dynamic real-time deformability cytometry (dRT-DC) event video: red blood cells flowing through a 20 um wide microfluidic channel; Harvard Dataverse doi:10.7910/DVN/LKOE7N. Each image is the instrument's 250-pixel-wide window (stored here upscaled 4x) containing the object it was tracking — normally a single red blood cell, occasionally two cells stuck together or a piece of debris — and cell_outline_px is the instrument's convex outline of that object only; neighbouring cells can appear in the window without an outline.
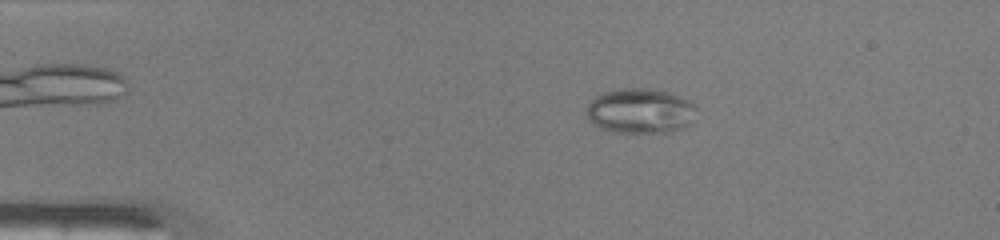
{"species": "common noctule bat (a hibernating species)", "species_latin": "Nyctalus noctula", "temperature_condition": "warm", "stored_images_in_passage": 48, "camera_frame_rate_fps": 3000, "um_per_image_px": 0.085, "animal": {"sex": "male", "body_mass_g": 19.0, "forearm_length_mm": 50.8}, "frame": {"image": 1, "passage_image": 9, "time_ms": 2.667, "image_size_px": [1000, 240], "cell_outline_px": [[696, 108], [688, 124], [680, 128], [668, 132], [612, 132], [600, 128], [592, 124], [588, 120], [588, 104], [596, 96], [604, 92], [616, 88], [644, 88], [668, 92], [688, 100], [696, 104]], "centroid_in_image_um": [54.38, 9.42], "position_along_channel_um": 30.6, "area_um2": 28.55}}
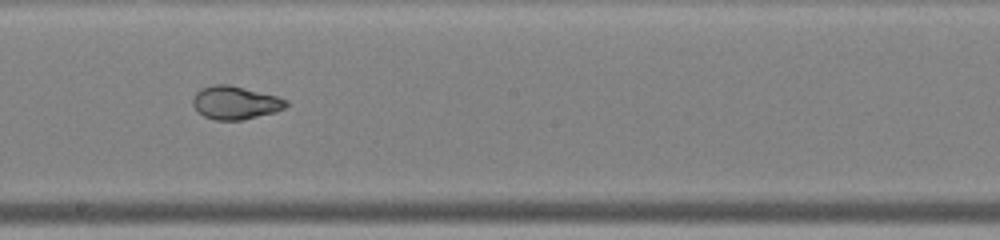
{"frame": {"image": 2, "passage_image": 27, "time_ms": 8.667, "image_size_px": [1000, 240], "cell_outline_px": [[288, 104], [284, 108], [276, 112], [240, 120], [216, 120], [204, 116], [196, 112], [192, 104], [192, 100], [196, 92], [200, 88], [212, 84], [228, 84], [276, 96], [288, 100]], "centroid_in_image_um": [19.96, 8.73], "position_along_channel_um": 228.2, "area_um2": 18.09}}
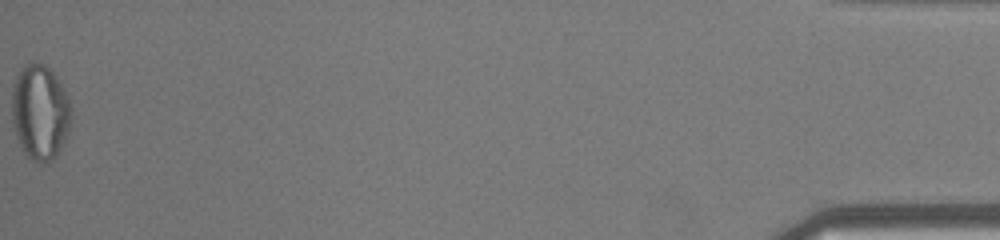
{"frame": {"image": 3, "passage_image": 48, "time_ms": 15.667, "image_size_px": [1000, 240], "cell_outline_px": [[72, 124], [64, 144], [56, 156], [52, 160], [40, 164], [32, 160], [20, 148], [16, 136], [12, 120], [12, 84], [20, 68], [28, 60], [32, 60], [44, 64], [56, 76], [64, 88], [72, 108]], "centroid_in_image_um": [3.41, 9.52], "position_along_channel_um": 431.8, "area_um2": 33.87}, "authors_computed_cell_mechanics": {"area_um2": 25.6054, "velocity_mm_per_s": 4.2468, "shape_relaxation_time_tau1_ms": null, "shape_relaxation_time_tau2_ms": 0.647, "deformation_change_tau1": null, "deformation_change_tau2": 0.0612}}